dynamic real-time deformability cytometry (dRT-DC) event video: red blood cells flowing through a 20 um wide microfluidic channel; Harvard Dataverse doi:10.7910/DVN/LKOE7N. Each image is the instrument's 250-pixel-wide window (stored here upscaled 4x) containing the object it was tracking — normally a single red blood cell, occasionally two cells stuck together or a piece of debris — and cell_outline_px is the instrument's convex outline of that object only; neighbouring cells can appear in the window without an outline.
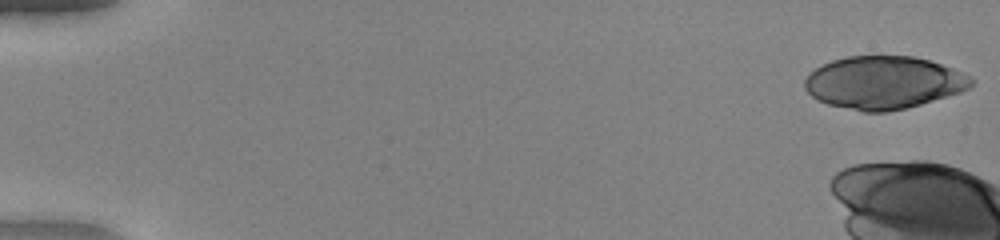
{"species": "human", "species_latin": "Homo sapiens", "temperature_condition": "warm", "stored_images_in_passage": 14, "camera_frame_rate_fps": 3000, "um_per_image_px": 0.085, "donor": {"sex": "female"}, "frame": {"image": 1, "passage_image": 1, "time_ms": 0.0, "image_size_px": [1000, 240], "cell_outline_px": [[976, 80], [968, 88], [960, 92], [920, 104], [888, 112], [864, 112], [828, 104], [812, 96], [804, 88], [804, 80], [808, 72], [820, 64], [832, 60], [848, 56], [912, 56], [928, 60], [952, 68], [972, 76]], "centroid_in_image_um": [75.08, 7.01], "position_along_channel_um": 9.9, "area_um2": 51.21}}